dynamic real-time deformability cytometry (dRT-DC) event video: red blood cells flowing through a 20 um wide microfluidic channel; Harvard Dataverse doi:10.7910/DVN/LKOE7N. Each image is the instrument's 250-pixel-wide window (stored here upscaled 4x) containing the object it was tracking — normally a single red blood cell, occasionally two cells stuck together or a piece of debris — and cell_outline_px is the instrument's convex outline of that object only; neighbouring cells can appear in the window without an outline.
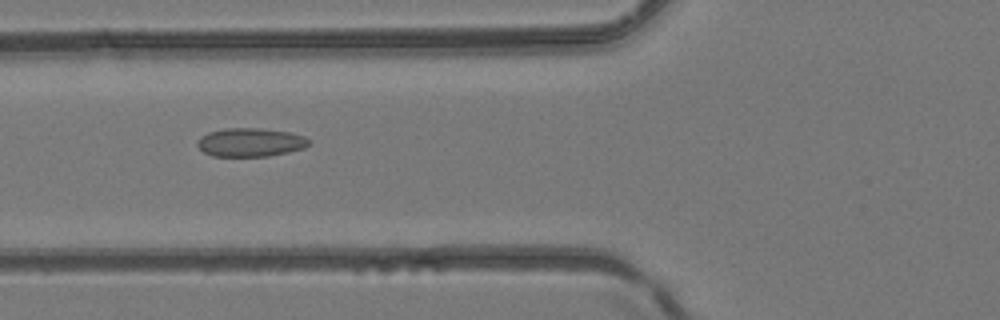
{"species": "common noctule bat (a hibernating species)", "species_latin": "Nyctalus noctula", "temperature_condition": "room temperature", "stored_images_in_passage": 5, "camera_frame_rate_fps": 3000, "um_per_image_px": 0.085, "animal": {"sex": "female", "body_mass_g": 24.6, "forearm_length_mm": 56.2}, "frame": {"image": 1, "passage_image": 5, "time_ms": 1.333, "image_size_px": [1000, 320], "cell_outline_px": [[312, 140], [304, 148], [288, 152], [268, 156], [212, 156], [204, 152], [196, 144], [200, 136], [208, 132], [224, 128], [260, 128], [292, 132], [304, 136]], "centroid_in_image_um": [21.29, 12.09], "position_along_channel_um": 104.5, "area_um2": 18.73}}